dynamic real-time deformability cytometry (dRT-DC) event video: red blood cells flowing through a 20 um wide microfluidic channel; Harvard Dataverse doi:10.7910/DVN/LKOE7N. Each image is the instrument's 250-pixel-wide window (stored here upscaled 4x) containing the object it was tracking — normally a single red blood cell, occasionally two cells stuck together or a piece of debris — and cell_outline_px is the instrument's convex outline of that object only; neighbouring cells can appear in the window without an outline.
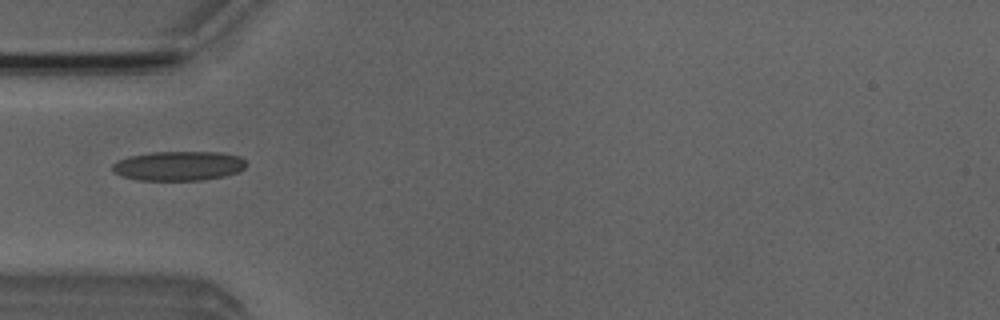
{"species": "Egyptian fruit bat (a non-hibernating species)", "species_latin": "Rousettus aegyptiacus", "temperature_condition": "room temperature", "stored_images_in_passage": 3, "camera_frame_rate_fps": 3000, "um_per_image_px": 0.085, "animal": {"sex": "male"}, "frame": {"image": 1, "passage_image": 2, "time_ms": 1.333, "image_size_px": [1000, 320], "cell_outline_px": [[248, 164], [244, 168], [236, 172], [224, 176], [200, 180], [136, 180], [120, 176], [112, 172], [112, 164], [116, 160], [128, 156], [152, 152], [220, 152], [240, 156]], "centroid_in_image_um": [15.13, 14.1], "position_along_channel_um": 69.9, "area_um2": 23.18}}